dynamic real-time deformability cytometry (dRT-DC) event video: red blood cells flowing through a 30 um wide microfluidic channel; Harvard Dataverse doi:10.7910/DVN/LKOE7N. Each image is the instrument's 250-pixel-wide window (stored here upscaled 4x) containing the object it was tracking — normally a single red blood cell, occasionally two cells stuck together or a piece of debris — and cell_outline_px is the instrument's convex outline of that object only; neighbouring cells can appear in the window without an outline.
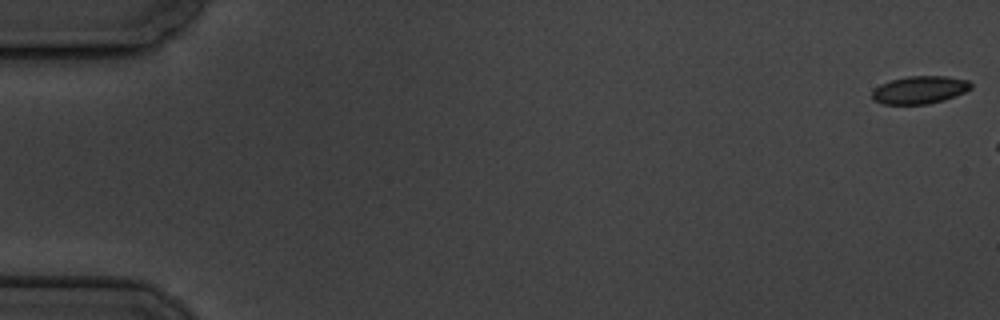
{"species": "common noctule bat (a hibernating species)", "species_latin": "Nyctalus noctula", "temperature_condition": "cold", "stored_images_in_passage": 3, "camera_frame_rate_fps": 3000, "um_per_image_px": 0.085, "animal": {"sex": "male", "body_mass_g": 19.5, "forearm_length_mm": 54.6}, "frame": {"image": 1, "passage_image": 1, "time_ms": 0.0, "image_size_px": [1000, 320], "cell_outline_px": [[972, 88], [956, 96], [944, 100], [928, 104], [884, 104], [872, 100], [872, 92], [880, 84], [892, 80], [908, 76], [948, 76], [968, 80], [972, 84]], "centroid_in_image_um": [78.19, 7.64], "position_along_channel_um": 6.8, "area_um2": 16.01}}